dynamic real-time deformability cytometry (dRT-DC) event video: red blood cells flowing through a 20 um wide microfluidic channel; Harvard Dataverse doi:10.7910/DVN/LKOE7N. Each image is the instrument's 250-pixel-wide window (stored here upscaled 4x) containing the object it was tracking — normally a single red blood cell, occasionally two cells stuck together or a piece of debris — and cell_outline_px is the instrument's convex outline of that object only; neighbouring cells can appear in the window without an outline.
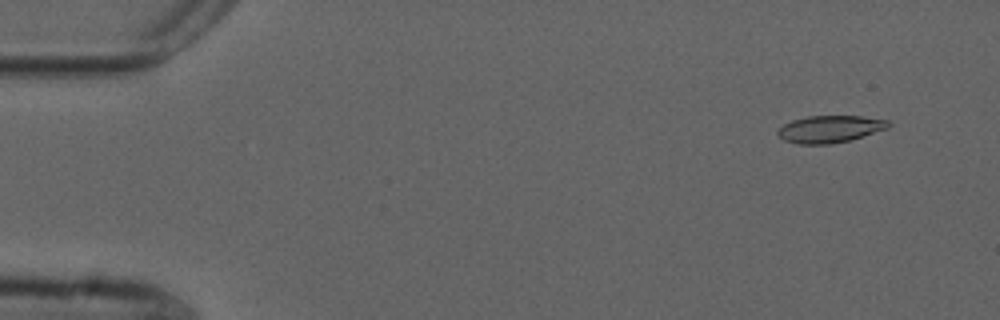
{"species": "common noctule bat (a hibernating species)", "species_latin": "Nyctalus noctula", "temperature_condition": "cold", "stored_images_in_passage": 54, "camera_frame_rate_fps": 3000, "um_per_image_px": 0.085, "animal": {"sex": "male", "forearm_length_mm": 52.5}, "frame": {"image": 1, "passage_image": 4, "time_ms": 1.0, "image_size_px": [1000, 320], "cell_outline_px": [[892, 124], [888, 128], [848, 140], [832, 144], [800, 144], [784, 140], [776, 132], [784, 124], [792, 120], [808, 116], [860, 116], [888, 120]], "centroid_in_image_um": [70.54, 10.96], "position_along_channel_um": 14.5, "area_um2": 17.28}}
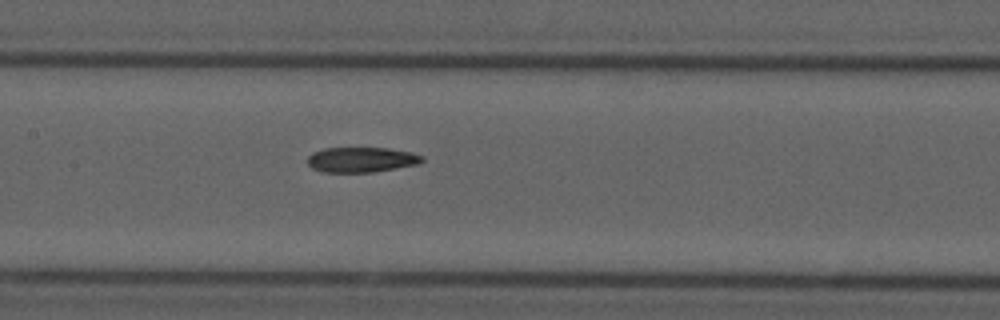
{"frame": {"image": 2, "passage_image": 26, "time_ms": 8.333, "image_size_px": [1000, 320], "cell_outline_px": [[424, 160], [420, 164], [372, 172], [324, 172], [312, 168], [308, 164], [308, 156], [312, 152], [324, 148], [388, 148], [412, 152], [424, 156]], "centroid_in_image_um": [30.74, 13.57], "position_along_channel_um": 176.7, "area_um2": 16.88}}
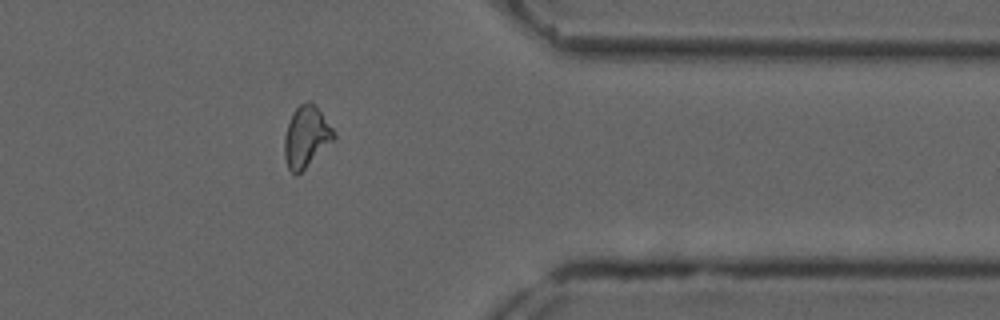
{"frame": {"image": 3, "passage_image": 44, "time_ms": 14.333, "image_size_px": [1000, 320], "cell_outline_px": [[336, 136], [300, 172], [292, 172], [288, 168], [284, 156], [284, 136], [292, 112], [300, 104], [308, 100], [316, 104], [336, 132]], "centroid_in_image_um": [26.02, 11.54], "position_along_channel_um": 385.4, "area_um2": 17.34}, "authors_computed_cell_mechanics": {"area_um2": 17.5134, "velocity_mm_per_s": 3.7269, "shape_relaxation_time_tau1_ms": null, "shape_relaxation_time_tau2_ms": 7.6299, "deformation_change_tau1": null, "deformation_change_tau2": 0.1752}}